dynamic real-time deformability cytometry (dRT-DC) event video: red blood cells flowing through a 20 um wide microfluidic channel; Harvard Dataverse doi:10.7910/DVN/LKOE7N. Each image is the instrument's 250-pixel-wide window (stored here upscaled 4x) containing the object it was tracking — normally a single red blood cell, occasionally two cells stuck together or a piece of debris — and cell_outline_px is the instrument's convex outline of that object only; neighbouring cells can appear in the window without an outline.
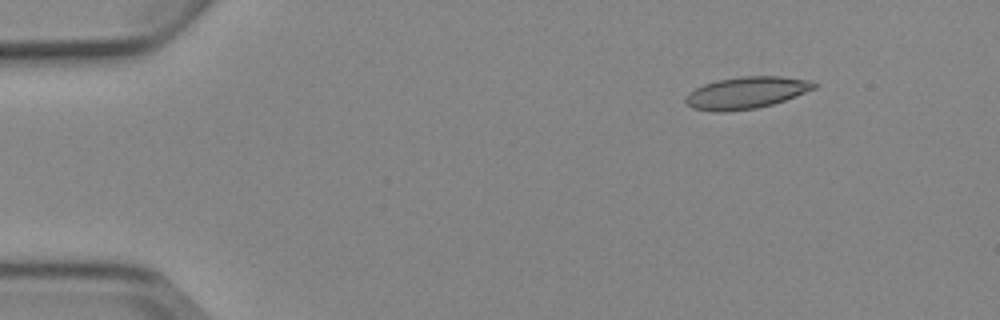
{"species": "Egyptian fruit bat (a non-hibernating species)", "species_latin": "Rousettus aegyptiacus", "temperature_condition": "cold", "stored_images_in_passage": 6, "camera_frame_rate_fps": 3000, "um_per_image_px": 0.085, "animal": {"sex": "female"}, "frame": {"image": 1, "passage_image": 2, "time_ms": 1.333, "image_size_px": [1000, 320], "cell_outline_px": [[820, 84], [816, 88], [796, 96], [772, 104], [756, 108], [724, 112], [716, 112], [692, 108], [684, 100], [696, 88], [704, 84], [716, 80], [740, 76], [780, 76], [812, 80]], "centroid_in_image_um": [63.49, 7.87], "position_along_channel_um": 21.5, "area_um2": 23.87}}
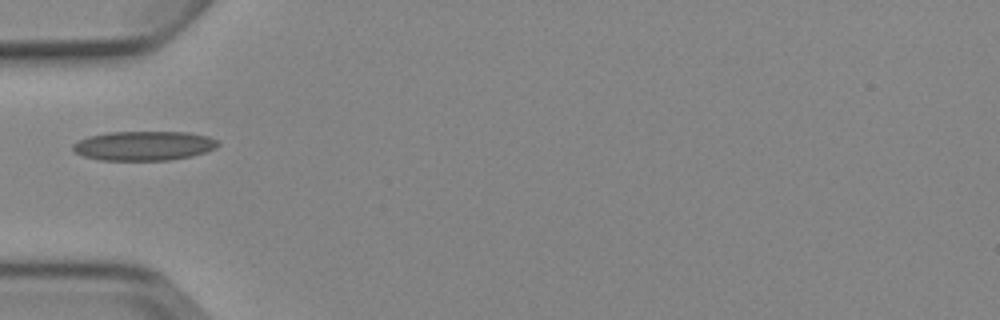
{"frame": {"image": 2, "passage_image": 5, "time_ms": 5.0, "image_size_px": [1000, 320], "cell_outline_px": [[220, 144], [216, 148], [192, 156], [168, 160], [100, 160], [84, 156], [76, 152], [72, 148], [72, 144], [88, 136], [108, 132], [188, 132], [208, 136], [220, 140]], "centroid_in_image_um": [12.26, 12.38], "position_along_channel_um": 72.7, "area_um2": 24.91}}
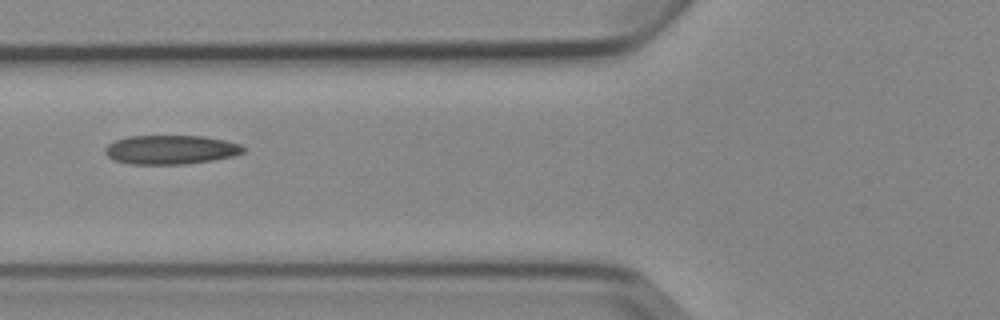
{"frame": {"image": 3, "passage_image": 6, "time_ms": 6.0, "image_size_px": [1000, 320], "cell_outline_px": [[244, 152], [232, 156], [212, 160], [184, 164], [128, 164], [112, 160], [104, 152], [104, 148], [108, 144], [116, 140], [128, 136], [204, 136], [224, 140], [240, 144], [244, 148]], "centroid_in_image_um": [14.47, 12.72], "position_along_channel_um": 111.3, "area_um2": 23.41}}